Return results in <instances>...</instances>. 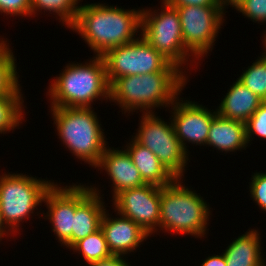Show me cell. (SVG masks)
<instances>
[{"instance_id":"1","label":"cell","mask_w":266,"mask_h":266,"mask_svg":"<svg viewBox=\"0 0 266 266\" xmlns=\"http://www.w3.org/2000/svg\"><path fill=\"white\" fill-rule=\"evenodd\" d=\"M141 13V9L125 10L105 3L85 4L80 6L70 29L82 36L96 56H102L112 48L137 39Z\"/></svg>"},{"instance_id":"2","label":"cell","mask_w":266,"mask_h":266,"mask_svg":"<svg viewBox=\"0 0 266 266\" xmlns=\"http://www.w3.org/2000/svg\"><path fill=\"white\" fill-rule=\"evenodd\" d=\"M187 78L184 72H155L117 78L110 84L109 101L117 102L125 114L137 109L150 113L156 107H170L187 84Z\"/></svg>"},{"instance_id":"3","label":"cell","mask_w":266,"mask_h":266,"mask_svg":"<svg viewBox=\"0 0 266 266\" xmlns=\"http://www.w3.org/2000/svg\"><path fill=\"white\" fill-rule=\"evenodd\" d=\"M89 63H68L63 72L52 80L48 94L51 108H91L93 101L109 99L110 85L102 56H94ZM54 81V82H53Z\"/></svg>"},{"instance_id":"4","label":"cell","mask_w":266,"mask_h":266,"mask_svg":"<svg viewBox=\"0 0 266 266\" xmlns=\"http://www.w3.org/2000/svg\"><path fill=\"white\" fill-rule=\"evenodd\" d=\"M50 111L66 149L95 168L108 142L92 107H54Z\"/></svg>"},{"instance_id":"5","label":"cell","mask_w":266,"mask_h":266,"mask_svg":"<svg viewBox=\"0 0 266 266\" xmlns=\"http://www.w3.org/2000/svg\"><path fill=\"white\" fill-rule=\"evenodd\" d=\"M160 211L159 230L205 237L211 214L209 204L195 191L184 186L181 179L161 187Z\"/></svg>"},{"instance_id":"6","label":"cell","mask_w":266,"mask_h":266,"mask_svg":"<svg viewBox=\"0 0 266 266\" xmlns=\"http://www.w3.org/2000/svg\"><path fill=\"white\" fill-rule=\"evenodd\" d=\"M54 182L18 173H3L0 177V211L10 232H18L20 222L29 219L41 205ZM31 213V214H30ZM18 227V228H17Z\"/></svg>"},{"instance_id":"7","label":"cell","mask_w":266,"mask_h":266,"mask_svg":"<svg viewBox=\"0 0 266 266\" xmlns=\"http://www.w3.org/2000/svg\"><path fill=\"white\" fill-rule=\"evenodd\" d=\"M163 4V5H162ZM161 11L142 9V36L157 52L184 70L183 64L190 60L182 38L180 17L175 7L162 2ZM157 11V12H155ZM189 59V60H188Z\"/></svg>"},{"instance_id":"8","label":"cell","mask_w":266,"mask_h":266,"mask_svg":"<svg viewBox=\"0 0 266 266\" xmlns=\"http://www.w3.org/2000/svg\"><path fill=\"white\" fill-rule=\"evenodd\" d=\"M109 85L117 78L155 72H183L157 52L142 36L102 55Z\"/></svg>"},{"instance_id":"9","label":"cell","mask_w":266,"mask_h":266,"mask_svg":"<svg viewBox=\"0 0 266 266\" xmlns=\"http://www.w3.org/2000/svg\"><path fill=\"white\" fill-rule=\"evenodd\" d=\"M134 139L152 151L176 179L183 178L188 152L176 137L171 120L168 124L154 112L143 113Z\"/></svg>"},{"instance_id":"10","label":"cell","mask_w":266,"mask_h":266,"mask_svg":"<svg viewBox=\"0 0 266 266\" xmlns=\"http://www.w3.org/2000/svg\"><path fill=\"white\" fill-rule=\"evenodd\" d=\"M179 13L186 50L199 61L212 51L223 24L226 6H172Z\"/></svg>"},{"instance_id":"11","label":"cell","mask_w":266,"mask_h":266,"mask_svg":"<svg viewBox=\"0 0 266 266\" xmlns=\"http://www.w3.org/2000/svg\"><path fill=\"white\" fill-rule=\"evenodd\" d=\"M64 187L56 182L46 192L43 202L47 204L48 211L46 215L44 213L41 215L47 217L52 223V231L59 242L70 249L75 210L92 193V190L89 186L81 184Z\"/></svg>"},{"instance_id":"12","label":"cell","mask_w":266,"mask_h":266,"mask_svg":"<svg viewBox=\"0 0 266 266\" xmlns=\"http://www.w3.org/2000/svg\"><path fill=\"white\" fill-rule=\"evenodd\" d=\"M113 200L114 209L117 210L118 215L131 219L149 235L160 228L161 187L145 184L125 189Z\"/></svg>"},{"instance_id":"13","label":"cell","mask_w":266,"mask_h":266,"mask_svg":"<svg viewBox=\"0 0 266 266\" xmlns=\"http://www.w3.org/2000/svg\"><path fill=\"white\" fill-rule=\"evenodd\" d=\"M177 97L171 105L173 115L170 119L176 137L182 148L187 152L186 143L205 145L209 129L217 111L211 112L197 102L179 100ZM179 101V102H178ZM181 101V102H180ZM186 141V142H185Z\"/></svg>"},{"instance_id":"14","label":"cell","mask_w":266,"mask_h":266,"mask_svg":"<svg viewBox=\"0 0 266 266\" xmlns=\"http://www.w3.org/2000/svg\"><path fill=\"white\" fill-rule=\"evenodd\" d=\"M106 211L101 219L100 228L112 255L124 257L134 252L148 236H151L131 219L122 215H119L120 218H111Z\"/></svg>"},{"instance_id":"15","label":"cell","mask_w":266,"mask_h":266,"mask_svg":"<svg viewBox=\"0 0 266 266\" xmlns=\"http://www.w3.org/2000/svg\"><path fill=\"white\" fill-rule=\"evenodd\" d=\"M98 167V168H97ZM95 168L103 169L112 180L113 198L122 190L140 187L146 183L143 181L139 170L133 164L131 156L126 150L111 149L109 146L104 150Z\"/></svg>"},{"instance_id":"16","label":"cell","mask_w":266,"mask_h":266,"mask_svg":"<svg viewBox=\"0 0 266 266\" xmlns=\"http://www.w3.org/2000/svg\"><path fill=\"white\" fill-rule=\"evenodd\" d=\"M125 147L146 184L163 187L176 180L157 156L134 138Z\"/></svg>"},{"instance_id":"17","label":"cell","mask_w":266,"mask_h":266,"mask_svg":"<svg viewBox=\"0 0 266 266\" xmlns=\"http://www.w3.org/2000/svg\"><path fill=\"white\" fill-rule=\"evenodd\" d=\"M263 102L237 79L216 111L223 118L245 123Z\"/></svg>"},{"instance_id":"18","label":"cell","mask_w":266,"mask_h":266,"mask_svg":"<svg viewBox=\"0 0 266 266\" xmlns=\"http://www.w3.org/2000/svg\"><path fill=\"white\" fill-rule=\"evenodd\" d=\"M207 145L226 153L245 149L248 146L245 123L226 119L217 114L211 122Z\"/></svg>"},{"instance_id":"19","label":"cell","mask_w":266,"mask_h":266,"mask_svg":"<svg viewBox=\"0 0 266 266\" xmlns=\"http://www.w3.org/2000/svg\"><path fill=\"white\" fill-rule=\"evenodd\" d=\"M92 193L76 208L73 217L72 246L79 240L100 229L101 219L106 210L102 195L95 187ZM101 195V197H100Z\"/></svg>"},{"instance_id":"20","label":"cell","mask_w":266,"mask_h":266,"mask_svg":"<svg viewBox=\"0 0 266 266\" xmlns=\"http://www.w3.org/2000/svg\"><path fill=\"white\" fill-rule=\"evenodd\" d=\"M258 230L251 229L240 235L223 252L227 266H266L262 257Z\"/></svg>"},{"instance_id":"21","label":"cell","mask_w":266,"mask_h":266,"mask_svg":"<svg viewBox=\"0 0 266 266\" xmlns=\"http://www.w3.org/2000/svg\"><path fill=\"white\" fill-rule=\"evenodd\" d=\"M20 86L9 96L0 97V133H9L22 123L24 111Z\"/></svg>"},{"instance_id":"22","label":"cell","mask_w":266,"mask_h":266,"mask_svg":"<svg viewBox=\"0 0 266 266\" xmlns=\"http://www.w3.org/2000/svg\"><path fill=\"white\" fill-rule=\"evenodd\" d=\"M15 61L9 43L0 39V97L11 95L20 86Z\"/></svg>"},{"instance_id":"23","label":"cell","mask_w":266,"mask_h":266,"mask_svg":"<svg viewBox=\"0 0 266 266\" xmlns=\"http://www.w3.org/2000/svg\"><path fill=\"white\" fill-rule=\"evenodd\" d=\"M78 1L81 0H31V17L36 15L37 11H52L58 15L59 20L63 24L70 28L76 18L80 5L78 6Z\"/></svg>"},{"instance_id":"24","label":"cell","mask_w":266,"mask_h":266,"mask_svg":"<svg viewBox=\"0 0 266 266\" xmlns=\"http://www.w3.org/2000/svg\"><path fill=\"white\" fill-rule=\"evenodd\" d=\"M70 249L81 253L88 264L112 256L101 228L76 242Z\"/></svg>"},{"instance_id":"25","label":"cell","mask_w":266,"mask_h":266,"mask_svg":"<svg viewBox=\"0 0 266 266\" xmlns=\"http://www.w3.org/2000/svg\"><path fill=\"white\" fill-rule=\"evenodd\" d=\"M237 78L251 92L266 101V51Z\"/></svg>"},{"instance_id":"26","label":"cell","mask_w":266,"mask_h":266,"mask_svg":"<svg viewBox=\"0 0 266 266\" xmlns=\"http://www.w3.org/2000/svg\"><path fill=\"white\" fill-rule=\"evenodd\" d=\"M229 5L253 22H266V0H228Z\"/></svg>"},{"instance_id":"27","label":"cell","mask_w":266,"mask_h":266,"mask_svg":"<svg viewBox=\"0 0 266 266\" xmlns=\"http://www.w3.org/2000/svg\"><path fill=\"white\" fill-rule=\"evenodd\" d=\"M246 138L249 144L254 134L266 139V101H264L256 112L245 122Z\"/></svg>"},{"instance_id":"28","label":"cell","mask_w":266,"mask_h":266,"mask_svg":"<svg viewBox=\"0 0 266 266\" xmlns=\"http://www.w3.org/2000/svg\"><path fill=\"white\" fill-rule=\"evenodd\" d=\"M249 185L253 201L257 203L263 211H266V173H254Z\"/></svg>"},{"instance_id":"29","label":"cell","mask_w":266,"mask_h":266,"mask_svg":"<svg viewBox=\"0 0 266 266\" xmlns=\"http://www.w3.org/2000/svg\"><path fill=\"white\" fill-rule=\"evenodd\" d=\"M31 16V0H0V14Z\"/></svg>"},{"instance_id":"30","label":"cell","mask_w":266,"mask_h":266,"mask_svg":"<svg viewBox=\"0 0 266 266\" xmlns=\"http://www.w3.org/2000/svg\"><path fill=\"white\" fill-rule=\"evenodd\" d=\"M169 6H228V0H162Z\"/></svg>"},{"instance_id":"31","label":"cell","mask_w":266,"mask_h":266,"mask_svg":"<svg viewBox=\"0 0 266 266\" xmlns=\"http://www.w3.org/2000/svg\"><path fill=\"white\" fill-rule=\"evenodd\" d=\"M123 256L112 255L106 259L90 263L89 266H131Z\"/></svg>"},{"instance_id":"32","label":"cell","mask_w":266,"mask_h":266,"mask_svg":"<svg viewBox=\"0 0 266 266\" xmlns=\"http://www.w3.org/2000/svg\"><path fill=\"white\" fill-rule=\"evenodd\" d=\"M201 266H227L224 254L208 256Z\"/></svg>"},{"instance_id":"33","label":"cell","mask_w":266,"mask_h":266,"mask_svg":"<svg viewBox=\"0 0 266 266\" xmlns=\"http://www.w3.org/2000/svg\"><path fill=\"white\" fill-rule=\"evenodd\" d=\"M5 225V223L3 222V219H2V214H1V211H0V241L3 239L4 236H6L5 234H7V237H8V234L10 235V230L8 229ZM2 238V239H1Z\"/></svg>"},{"instance_id":"34","label":"cell","mask_w":266,"mask_h":266,"mask_svg":"<svg viewBox=\"0 0 266 266\" xmlns=\"http://www.w3.org/2000/svg\"><path fill=\"white\" fill-rule=\"evenodd\" d=\"M263 37L265 38V39H263V40H264V42H263V43L265 44V45H264V48H265V50H264V51H266V35H264Z\"/></svg>"}]
</instances>
